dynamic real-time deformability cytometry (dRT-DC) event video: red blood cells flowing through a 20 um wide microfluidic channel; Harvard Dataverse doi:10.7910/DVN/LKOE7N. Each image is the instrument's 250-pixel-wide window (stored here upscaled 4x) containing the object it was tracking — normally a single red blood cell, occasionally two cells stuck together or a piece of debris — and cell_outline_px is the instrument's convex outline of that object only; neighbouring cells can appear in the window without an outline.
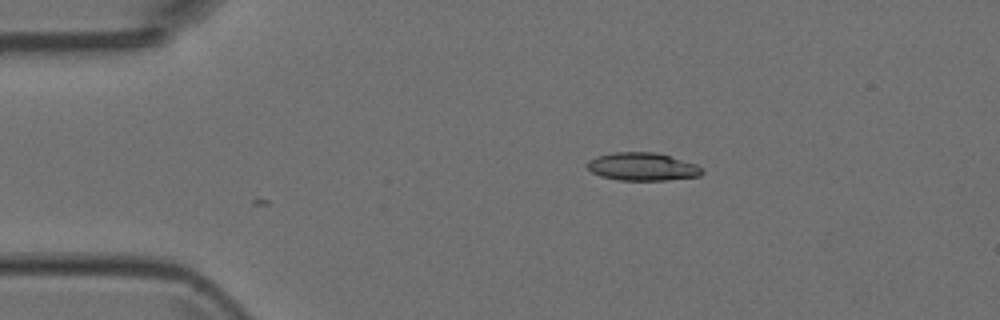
{"species": "Egyptian fruit bat (a non-hibernating species)", "species_latin": "Rousettus aegyptiacus", "temperature_condition": "room temperature", "stored_images_in_passage": 2, "camera_frame_rate_fps": 3000, "um_per_image_px": 0.085, "animal": {"sex": "female"}, "frame": {"image": 1, "passage_image": 2, "time_ms": 0.333, "image_size_px": [1000, 320], "cell_outline_px": [[704, 172], [700, 176], [668, 180], [620, 180], [600, 176], [592, 172], [584, 164], [588, 160], [596, 156], [612, 152], [656, 152], [696, 164]], "centroid_in_image_um": [54.57, 14.16], "position_along_channel_um": 30.4, "area_um2": 18.79}}